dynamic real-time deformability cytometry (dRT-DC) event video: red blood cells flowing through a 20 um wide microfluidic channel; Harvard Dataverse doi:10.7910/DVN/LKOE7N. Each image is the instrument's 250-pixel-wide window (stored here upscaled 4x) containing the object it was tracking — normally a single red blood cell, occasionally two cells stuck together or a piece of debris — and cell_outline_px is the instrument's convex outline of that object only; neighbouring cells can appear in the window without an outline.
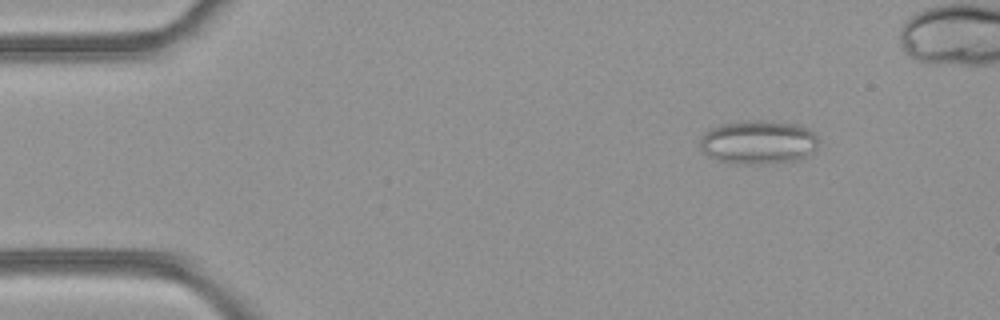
{"species": "common noctule bat (a hibernating species)", "species_latin": "Nyctalus noctula", "temperature_condition": "room temperature", "stored_images_in_passage": 13, "camera_frame_rate_fps": 3000, "um_per_image_px": 0.085, "animal": {"sex": "female", "body_mass_g": 21.9}, "frame": {"image": 1, "passage_image": 6, "time_ms": 1.667, "image_size_px": [1000, 320], "cell_outline_px": [[820, 140], [816, 148], [808, 156], [796, 160], [752, 164], [740, 164], [720, 160], [708, 156], [700, 148], [700, 140], [704, 132], [712, 128], [724, 124], [748, 120], [768, 120], [796, 124], [808, 128]], "centroid_in_image_um": [64.48, 12.07], "position_along_channel_um": 20.5, "area_um2": 30.17}}